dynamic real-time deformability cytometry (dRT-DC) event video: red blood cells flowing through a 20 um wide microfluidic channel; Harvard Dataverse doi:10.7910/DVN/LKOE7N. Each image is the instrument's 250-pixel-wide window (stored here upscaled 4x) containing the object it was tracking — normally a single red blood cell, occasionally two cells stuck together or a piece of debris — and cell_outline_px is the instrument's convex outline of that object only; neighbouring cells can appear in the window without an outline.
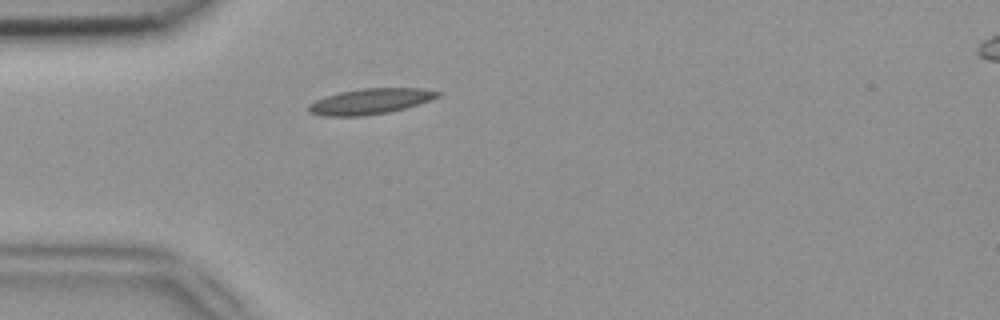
{"species": "common noctule bat (a hibernating species)", "species_latin": "Nyctalus noctula", "temperature_condition": "room temperature", "stored_images_in_passage": 5, "camera_frame_rate_fps": 3000, "um_per_image_px": 0.085, "animal": {"sex": "female", "body_mass_g": 18.4}, "frame": {"image": 1, "passage_image": 1, "time_ms": 0.0, "image_size_px": [1000, 320], "cell_outline_px": [[444, 92], [440, 96], [404, 108], [388, 112], [364, 116], [324, 116], [308, 112], [308, 104], [324, 96], [340, 92], [360, 88], [424, 88]], "centroid_in_image_um": [31.46, 8.6], "position_along_channel_um": 53.5, "area_um2": 19.31}}